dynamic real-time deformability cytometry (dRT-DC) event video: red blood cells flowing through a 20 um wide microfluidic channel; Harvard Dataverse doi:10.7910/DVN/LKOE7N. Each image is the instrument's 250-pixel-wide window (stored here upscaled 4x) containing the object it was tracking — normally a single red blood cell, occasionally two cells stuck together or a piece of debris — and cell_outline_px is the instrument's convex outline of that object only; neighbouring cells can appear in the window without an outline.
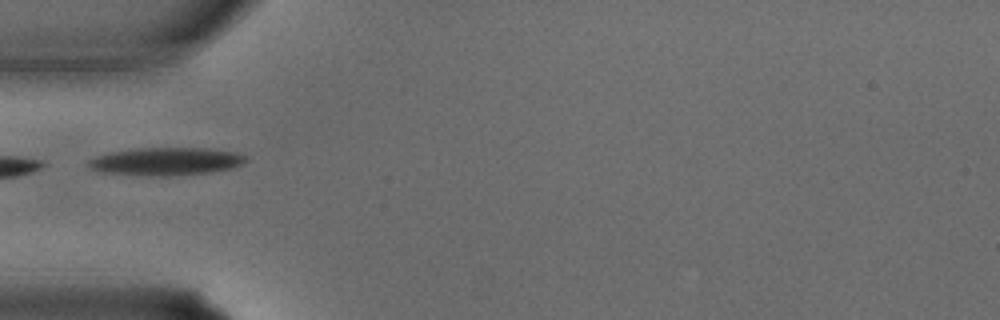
{"species": "common noctule bat (a hibernating species)", "species_latin": "Nyctalus noctula", "temperature_condition": "warm", "stored_images_in_passage": 24, "camera_frame_rate_fps": 3000, "um_per_image_px": 0.085, "animal": {"sex": "male", "body_mass_g": 15.6}, "frame": {"image": 1, "passage_image": 1, "time_ms": 0.0, "image_size_px": [1000, 320], "cell_outline_px": [[248, 160], [244, 164], [232, 168], [212, 172], [168, 176], [148, 176], [96, 172], [84, 164], [88, 160], [96, 156], [108, 152], [132, 148], [204, 148], [236, 152], [244, 156]], "centroid_in_image_um": [14.04, 13.72], "position_along_channel_um": 71.0, "area_um2": 26.01}}
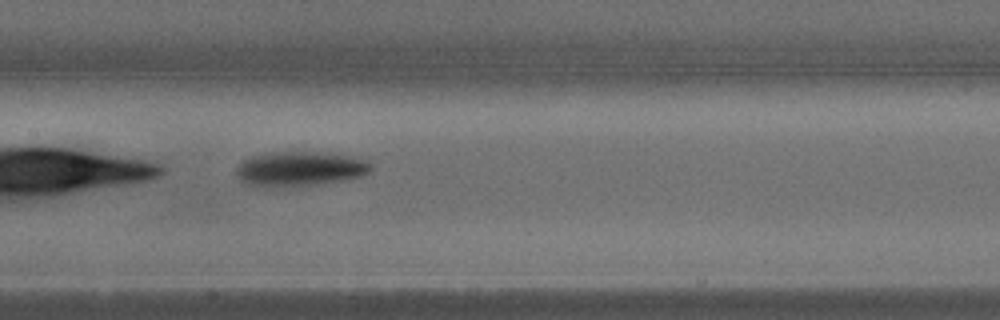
{"frame": {"image": 2, "passage_image": 7, "time_ms": 2.0, "image_size_px": [1000, 320], "cell_outline_px": [[372, 172], [348, 180], [324, 184], [296, 188], [264, 188], [244, 184], [236, 176], [236, 168], [240, 160], [248, 156], [264, 152], [288, 148], [340, 152], [368, 156], [372, 164]], "centroid_in_image_um": [25.56, 14.29], "position_along_channel_um": 181.8, "area_um2": 30.63}}
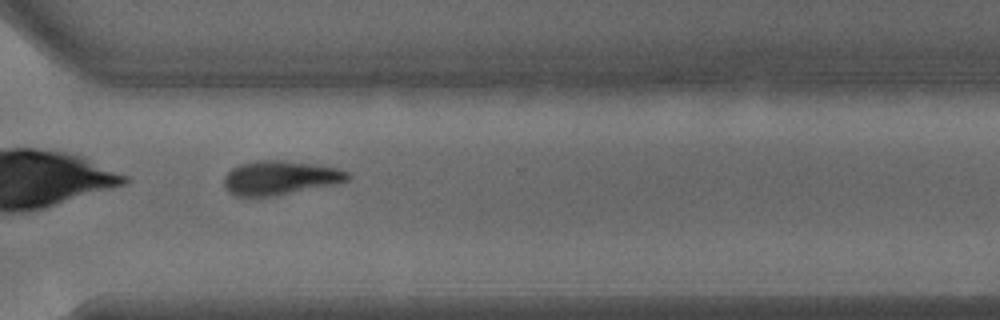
{"frame": {"image": 3, "passage_image": 16, "time_ms": 5.0, "image_size_px": [1000, 320], "cell_outline_px": [[352, 176], [348, 180], [340, 184], [280, 196], [236, 196], [228, 192], [224, 188], [224, 176], [232, 168], [240, 164], [256, 160], [284, 160], [340, 168], [348, 172]], "centroid_in_image_um": [23.86, 15.13], "position_along_channel_um": 346.7, "area_um2": 25.2}}